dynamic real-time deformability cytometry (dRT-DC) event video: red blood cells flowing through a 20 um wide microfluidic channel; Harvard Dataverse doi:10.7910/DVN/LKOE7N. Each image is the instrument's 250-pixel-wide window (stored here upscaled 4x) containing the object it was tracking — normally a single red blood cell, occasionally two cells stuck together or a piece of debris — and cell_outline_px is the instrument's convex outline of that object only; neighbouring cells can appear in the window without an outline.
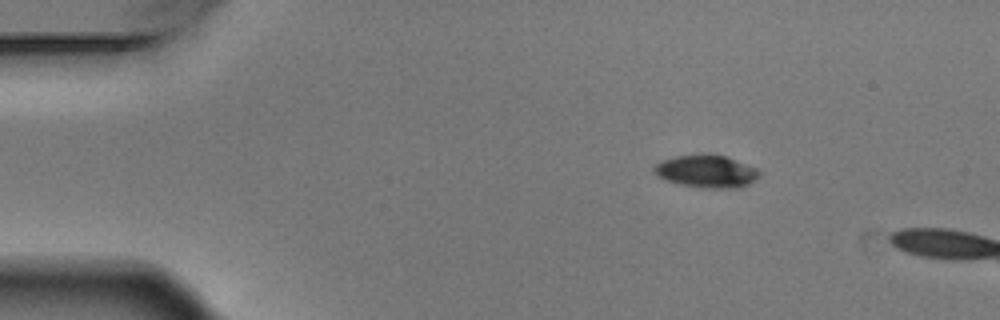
{"species": "Egyptian fruit bat (a non-hibernating species)", "species_latin": "Rousettus aegyptiacus", "temperature_condition": "warm", "stored_images_in_passage": 3, "camera_frame_rate_fps": 3000, "um_per_image_px": 0.085, "animal": {"sex": "male"}, "frame": {"image": 1, "passage_image": 1, "time_ms": 0.0, "image_size_px": [1000, 320], "cell_outline_px": [[760, 176], [748, 184], [736, 188], [704, 188], [680, 184], [656, 176], [652, 168], [656, 164], [664, 160], [676, 156], [700, 152], [712, 152], [724, 156], [756, 168], [760, 172]], "centroid_in_image_um": [60.03, 14.53], "position_along_channel_um": 25.0, "area_um2": 20.17}}